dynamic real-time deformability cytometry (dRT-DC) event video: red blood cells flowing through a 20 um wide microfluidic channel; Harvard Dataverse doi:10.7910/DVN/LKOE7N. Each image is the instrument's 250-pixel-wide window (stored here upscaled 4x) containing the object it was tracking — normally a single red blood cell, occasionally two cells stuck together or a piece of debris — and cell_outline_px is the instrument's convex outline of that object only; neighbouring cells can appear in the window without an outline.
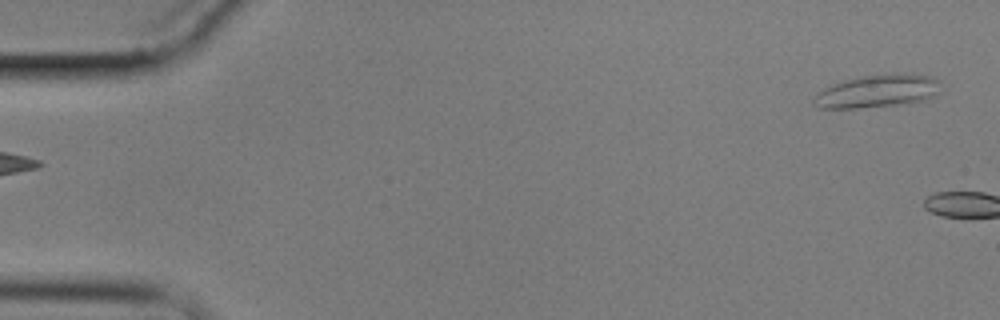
{"species": "common noctule bat (a hibernating species)", "species_latin": "Nyctalus noctula", "temperature_condition": "cold", "stored_images_in_passage": 7, "camera_frame_rate_fps": 3000, "um_per_image_px": 0.085, "animal": {"sex": "male", "body_mass_g": 17.9}, "frame": {"image": 1, "passage_image": 1, "time_ms": 0.0, "image_size_px": [1000, 320], "cell_outline_px": [[940, 92], [936, 96], [924, 100], [896, 104], [860, 108], [816, 108], [812, 104], [812, 100], [824, 88], [832, 84], [864, 76], [896, 72], [908, 72], [928, 76], [940, 80]], "centroid_in_image_um": [74.63, 7.73], "position_along_channel_um": 10.4, "area_um2": 24.39}}
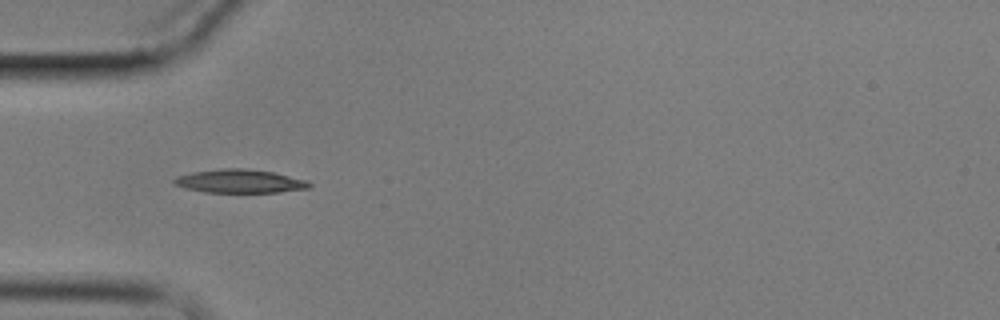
{"frame": {"image": 2, "passage_image": 6, "time_ms": 6.667, "image_size_px": [1000, 320], "cell_outline_px": [[312, 188], [280, 192], [204, 192], [184, 188], [176, 184], [172, 180], [176, 176], [192, 172], [224, 168], [244, 168], [272, 172], [308, 180], [312, 184]], "centroid_in_image_um": [20.41, 15.4], "position_along_channel_um": 64.6, "area_um2": 18.55}}
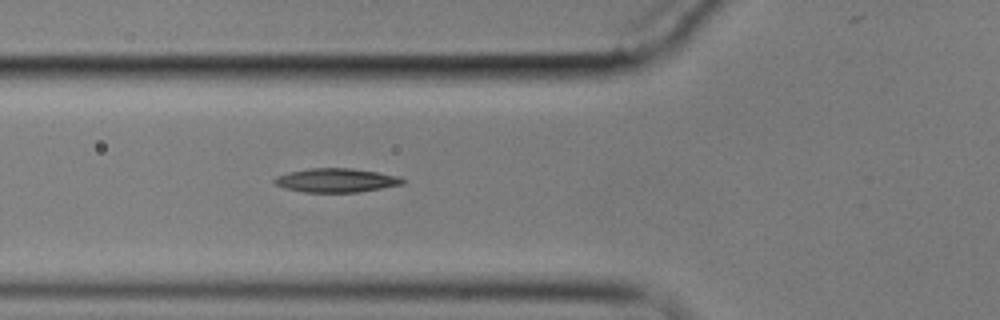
{"frame": {"image": 3, "passage_image": 7, "time_ms": 7.667, "image_size_px": [1000, 320], "cell_outline_px": [[404, 184], [356, 192], [304, 192], [284, 188], [276, 184], [272, 180], [276, 176], [288, 172], [308, 168], [352, 168], [400, 176], [404, 180]], "centroid_in_image_um": [28.55, 15.32], "position_along_channel_um": 97.3, "area_um2": 17.8}}